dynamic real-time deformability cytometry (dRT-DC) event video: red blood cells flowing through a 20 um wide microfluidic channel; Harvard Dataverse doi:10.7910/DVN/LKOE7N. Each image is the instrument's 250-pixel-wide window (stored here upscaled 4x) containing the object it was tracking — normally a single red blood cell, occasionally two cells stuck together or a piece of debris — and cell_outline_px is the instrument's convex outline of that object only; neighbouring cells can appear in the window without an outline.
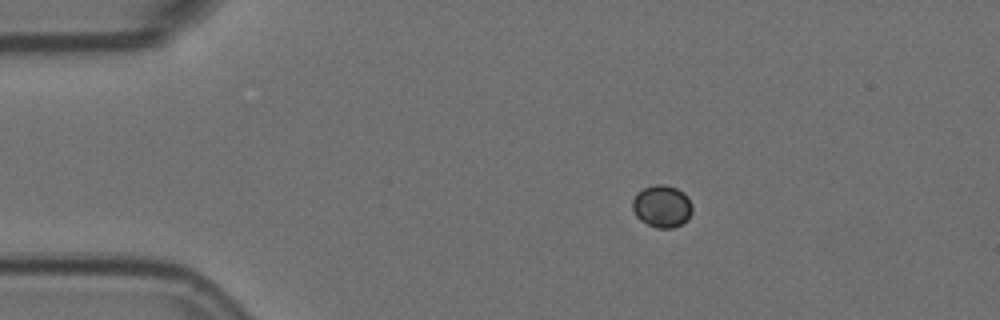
{"species": "Egyptian fruit bat (a non-hibernating species)", "species_latin": "Rousettus aegyptiacus", "temperature_condition": "room temperature", "stored_images_in_passage": 3, "camera_frame_rate_fps": 3000, "um_per_image_px": 0.085, "animal": {"sex": "female"}, "frame": {"image": 1, "passage_image": 1, "time_ms": 0.0, "image_size_px": [1000, 320], "cell_outline_px": [[692, 212], [688, 220], [672, 228], [656, 228], [640, 220], [636, 216], [632, 208], [632, 200], [636, 192], [644, 188], [656, 184], [664, 184], [676, 188], [684, 192], [688, 196], [692, 204]], "centroid_in_image_um": [56.27, 17.52], "position_along_channel_um": 28.7, "area_um2": 14.91}}